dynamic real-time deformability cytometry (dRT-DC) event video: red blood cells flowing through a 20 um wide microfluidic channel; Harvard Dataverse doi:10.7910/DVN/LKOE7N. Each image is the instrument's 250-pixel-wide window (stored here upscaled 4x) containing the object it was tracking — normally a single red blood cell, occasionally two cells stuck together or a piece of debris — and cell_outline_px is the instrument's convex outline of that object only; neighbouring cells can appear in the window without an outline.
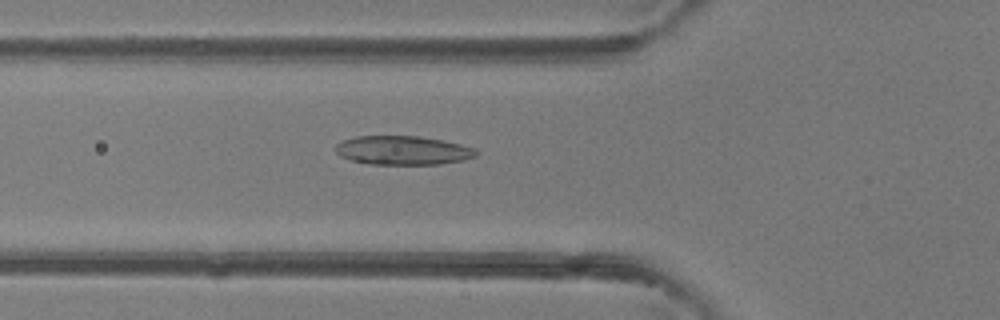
{"species": "common noctule bat (a hibernating species)", "species_latin": "Nyctalus noctula", "temperature_condition": "room temperature", "stored_images_in_passage": 32, "camera_frame_rate_fps": 3000, "um_per_image_px": 0.085, "animal": {"sex": "female"}, "frame": {"image": 1, "passage_image": 2, "time_ms": 0.333, "image_size_px": [1000, 320], "cell_outline_px": [[480, 152], [476, 156], [464, 160], [440, 164], [372, 164], [352, 160], [340, 156], [336, 152], [336, 144], [344, 140], [356, 136], [420, 136], [460, 144], [476, 148]], "centroid_in_image_um": [34.28, 12.78], "position_along_channel_um": 91.5, "area_um2": 23.64}}
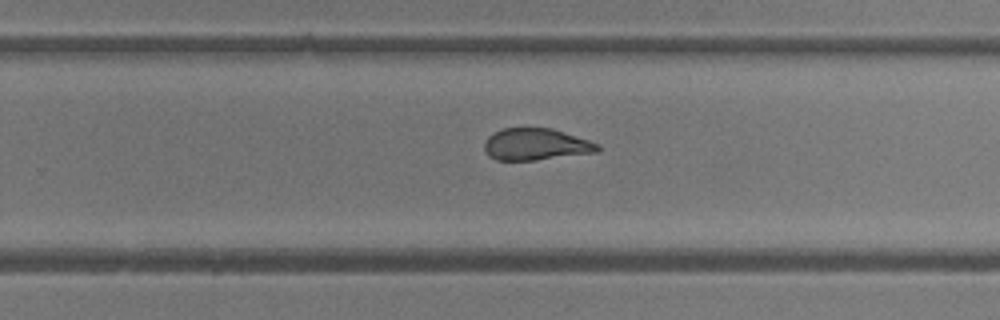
{"frame": {"image": 2, "passage_image": 15, "time_ms": 4.667, "image_size_px": [1000, 320], "cell_outline_px": [[600, 152], [536, 160], [496, 160], [488, 156], [484, 148], [484, 140], [492, 132], [504, 128], [552, 128], [600, 144]], "centroid_in_image_um": [45.54, 12.27], "position_along_channel_um": 284.3, "area_um2": 21.21}}
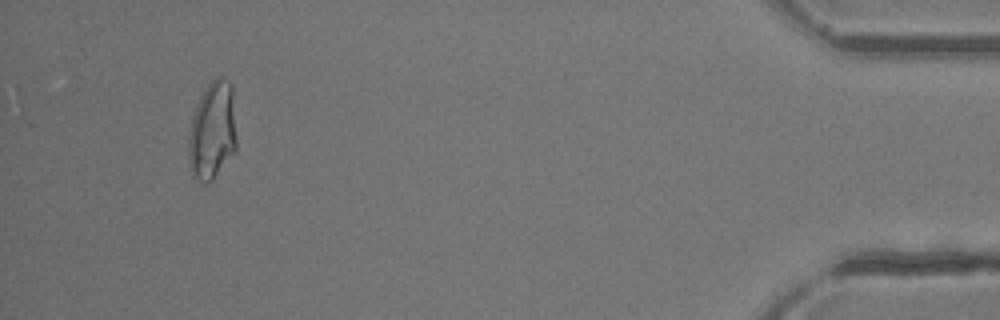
{"frame": {"image": 3, "passage_image": 29, "time_ms": 9.333, "image_size_px": [1000, 320], "cell_outline_px": [[236, 148], [212, 180], [208, 184], [204, 184], [192, 176], [188, 156], [188, 136], [192, 116], [196, 104], [204, 88], [216, 76], [228, 80], [232, 84], [236, 136]], "centroid_in_image_um": [18.03, 11.1], "position_along_channel_um": 417.2, "area_um2": 27.63}}